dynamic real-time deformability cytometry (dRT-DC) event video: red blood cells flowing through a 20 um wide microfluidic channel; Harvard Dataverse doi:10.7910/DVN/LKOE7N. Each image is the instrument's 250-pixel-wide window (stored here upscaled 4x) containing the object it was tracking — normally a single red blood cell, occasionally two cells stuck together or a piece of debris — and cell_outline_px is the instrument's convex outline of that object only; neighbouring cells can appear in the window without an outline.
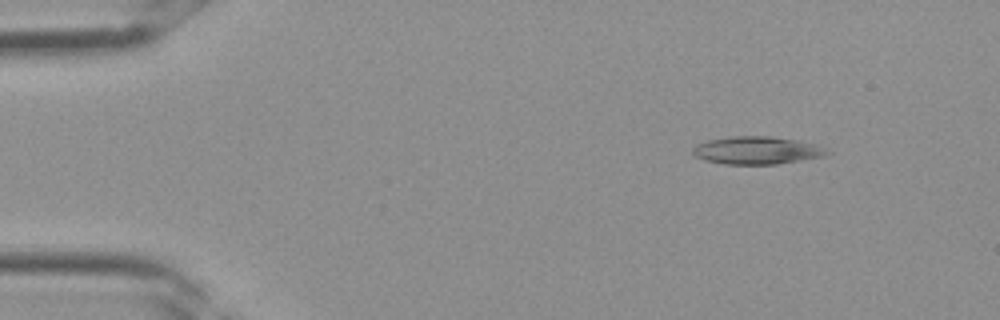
{"species": "Egyptian fruit bat (a non-hibernating species)", "species_latin": "Rousettus aegyptiacus", "temperature_condition": "room temperature", "stored_images_in_passage": 3, "camera_frame_rate_fps": 3000, "um_per_image_px": 0.085, "frame": {"image": 1, "passage_image": 1, "time_ms": 0.0, "image_size_px": [1000, 320], "cell_outline_px": [[832, 152], [824, 156], [776, 164], [724, 164], [704, 160], [696, 156], [692, 152], [692, 148], [696, 144], [708, 140], [728, 136], [772, 136], [800, 140], [820, 144]], "centroid_in_image_um": [64.37, 12.76], "position_along_channel_um": 20.6, "area_um2": 22.02}}
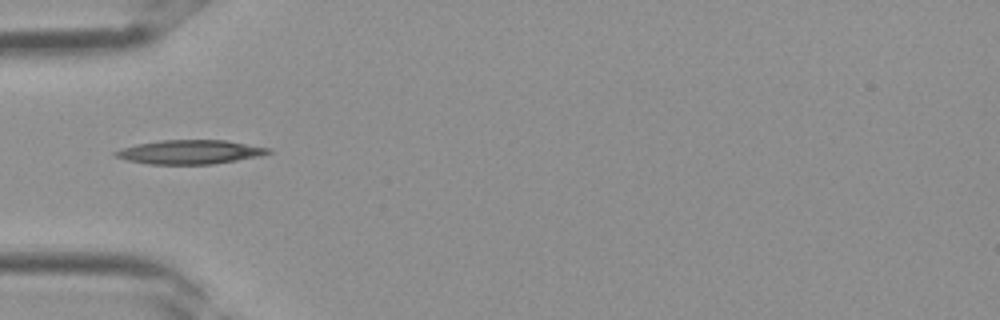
{"frame": {"image": 2, "passage_image": 3, "time_ms": 0.667, "image_size_px": [1000, 320], "cell_outline_px": [[272, 152], [260, 156], [212, 164], [148, 164], [128, 160], [112, 156], [112, 152], [120, 148], [136, 144], [160, 140], [224, 140], [272, 148]], "centroid_in_image_um": [16.11, 12.91], "position_along_channel_um": 68.9, "area_um2": 21.5}}